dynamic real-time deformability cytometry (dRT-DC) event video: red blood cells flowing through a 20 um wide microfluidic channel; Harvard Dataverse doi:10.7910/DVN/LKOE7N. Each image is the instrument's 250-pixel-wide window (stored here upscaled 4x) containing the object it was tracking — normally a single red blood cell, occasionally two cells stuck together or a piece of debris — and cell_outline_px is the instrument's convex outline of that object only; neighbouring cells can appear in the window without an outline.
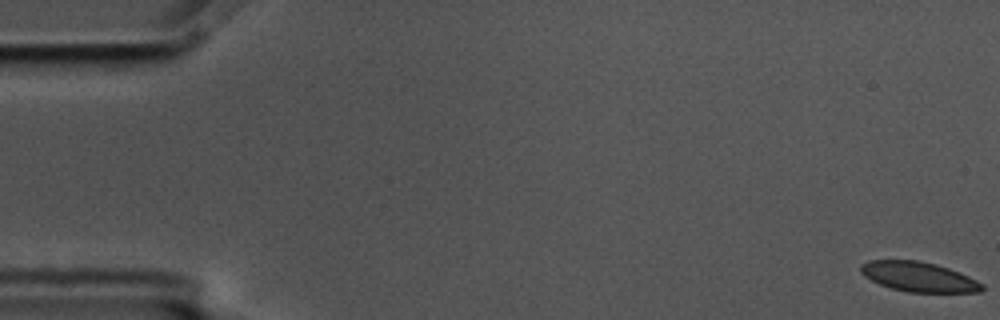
{"species": "common noctule bat (a hibernating species)", "species_latin": "Nyctalus noctula", "temperature_condition": "cold", "stored_images_in_passage": 57, "camera_frame_rate_fps": 3000, "um_per_image_px": 0.085, "animal": {"sex": "male", "body_mass_g": 17.5, "forearm_length_mm": 52.3}, "frame": {"image": 1, "passage_image": 1, "time_ms": 0.0, "image_size_px": [1000, 320], "cell_outline_px": [[984, 288], [980, 292], [908, 292], [892, 288], [880, 284], [864, 276], [860, 272], [860, 264], [868, 260], [916, 260], [936, 264], [948, 268], [968, 276], [984, 284]], "centroid_in_image_um": [78.07, 23.52], "position_along_channel_um": 6.9, "area_um2": 20.98}}
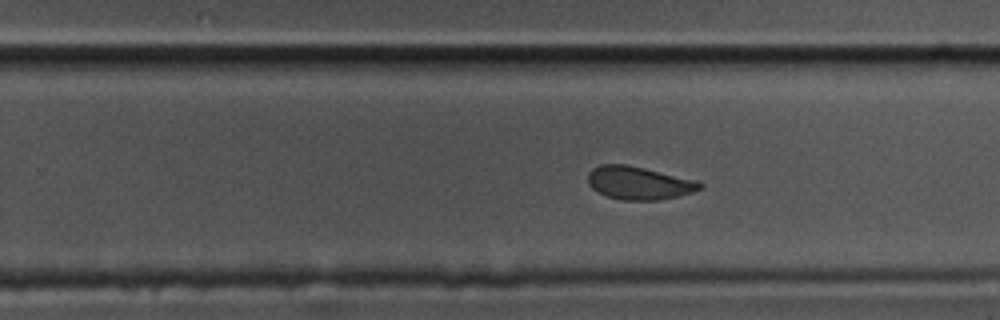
{"frame": {"image": 2, "passage_image": 36, "time_ms": 11.667, "image_size_px": [1000, 320], "cell_outline_px": [[704, 188], [692, 192], [660, 200], [624, 200], [608, 196], [592, 188], [588, 184], [588, 172], [592, 168], [600, 164], [628, 164], [696, 180], [704, 184]], "centroid_in_image_um": [54.31, 15.54], "position_along_channel_um": 275.5, "area_um2": 21.56}}
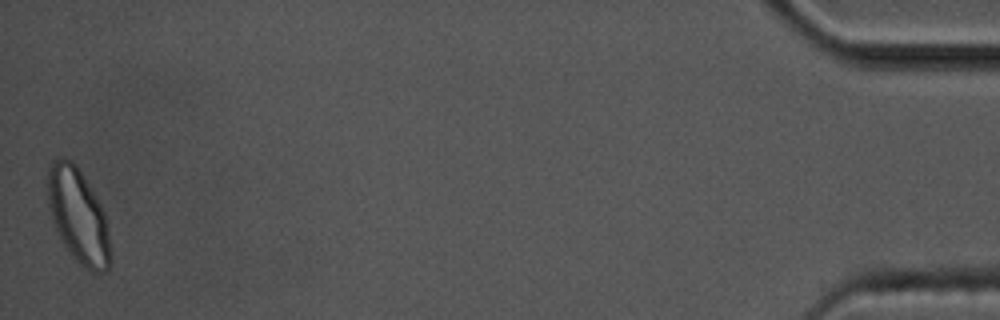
{"frame": {"image": 3, "passage_image": 57, "time_ms": 18.667, "image_size_px": [1000, 320], "cell_outline_px": [[112, 256], [108, 268], [104, 272], [92, 272], [80, 264], [72, 256], [64, 244], [52, 220], [48, 208], [48, 164], [56, 156], [64, 156], [72, 160], [76, 164], [100, 204], [104, 212], [108, 228]], "centroid_in_image_um": [6.64, 18.32], "position_along_channel_um": 428.6, "area_um2": 34.62}, "authors_computed_cell_mechanics": {"area_um2": 22.542, "velocity_mm_per_s": 3.539, "shape_relaxation_time_tau1_ms": 10.0615, "shape_relaxation_time_tau2_ms": 1.3606, "deformation_change_tau1": 0.146, "deformation_change_tau2": 0.0541}}